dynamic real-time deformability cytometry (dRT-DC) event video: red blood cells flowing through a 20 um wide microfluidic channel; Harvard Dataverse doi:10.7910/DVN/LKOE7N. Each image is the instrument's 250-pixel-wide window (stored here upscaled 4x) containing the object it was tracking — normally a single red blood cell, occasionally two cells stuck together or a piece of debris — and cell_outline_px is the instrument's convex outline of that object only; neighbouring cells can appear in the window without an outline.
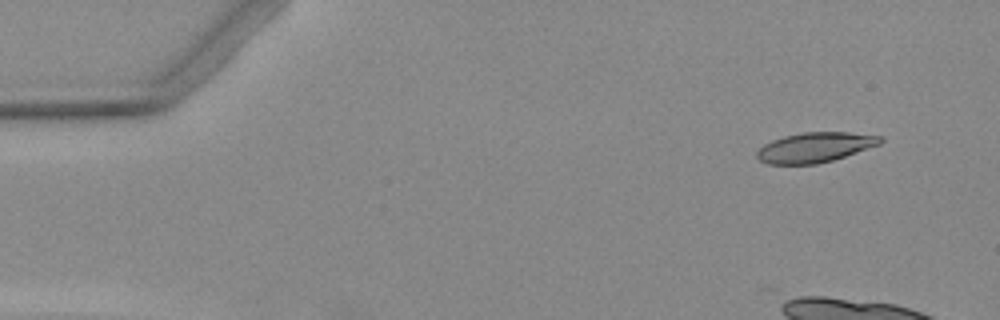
{"species": "Egyptian fruit bat (a non-hibernating species)", "species_latin": "Rousettus aegyptiacus", "temperature_condition": "warm", "stored_images_in_passage": 5, "camera_frame_rate_fps": 3000, "um_per_image_px": 0.085, "animal": {"sex": "female"}, "frame": {"image": 1, "passage_image": 1, "time_ms": 0.0, "image_size_px": [1000, 320], "cell_outline_px": [[884, 140], [880, 144], [832, 160], [816, 164], [768, 164], [760, 160], [756, 156], [756, 152], [764, 144], [772, 140], [784, 136], [804, 132], [848, 132], [884, 136]], "centroid_in_image_um": [69.28, 12.52], "position_along_channel_um": 15.7, "area_um2": 21.44}}